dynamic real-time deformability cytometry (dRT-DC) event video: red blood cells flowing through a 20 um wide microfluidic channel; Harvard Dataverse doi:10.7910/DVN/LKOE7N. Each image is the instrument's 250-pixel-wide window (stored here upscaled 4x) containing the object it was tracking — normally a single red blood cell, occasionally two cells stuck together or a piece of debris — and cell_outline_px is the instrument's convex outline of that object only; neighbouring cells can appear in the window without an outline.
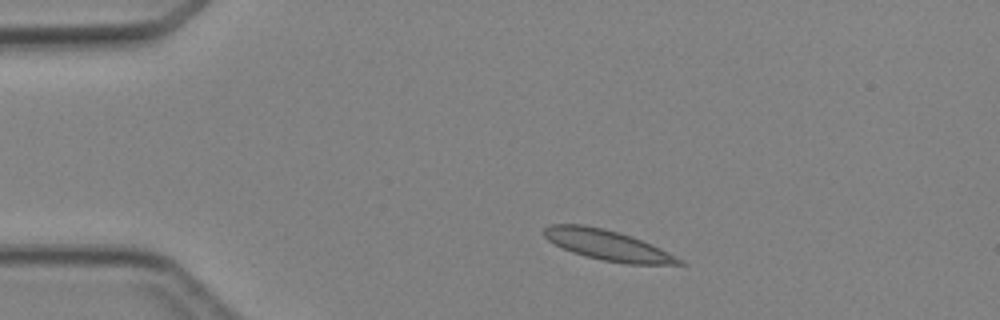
{"species": "Egyptian fruit bat (a non-hibernating species)", "species_latin": "Rousettus aegyptiacus", "temperature_condition": "cold", "stored_images_in_passage": 2, "camera_frame_rate_fps": 3000, "um_per_image_px": 0.085, "animal": {"sex": "female"}, "frame": {"image": 1, "passage_image": 1, "time_ms": 0.0, "image_size_px": [1000, 320], "cell_outline_px": [[684, 264], [628, 264], [604, 260], [572, 252], [548, 240], [544, 236], [544, 228], [552, 224], [584, 224], [604, 228], [632, 236], [660, 248], [684, 260]], "centroid_in_image_um": [51.65, 20.82], "position_along_channel_um": 33.3, "area_um2": 23.52}}